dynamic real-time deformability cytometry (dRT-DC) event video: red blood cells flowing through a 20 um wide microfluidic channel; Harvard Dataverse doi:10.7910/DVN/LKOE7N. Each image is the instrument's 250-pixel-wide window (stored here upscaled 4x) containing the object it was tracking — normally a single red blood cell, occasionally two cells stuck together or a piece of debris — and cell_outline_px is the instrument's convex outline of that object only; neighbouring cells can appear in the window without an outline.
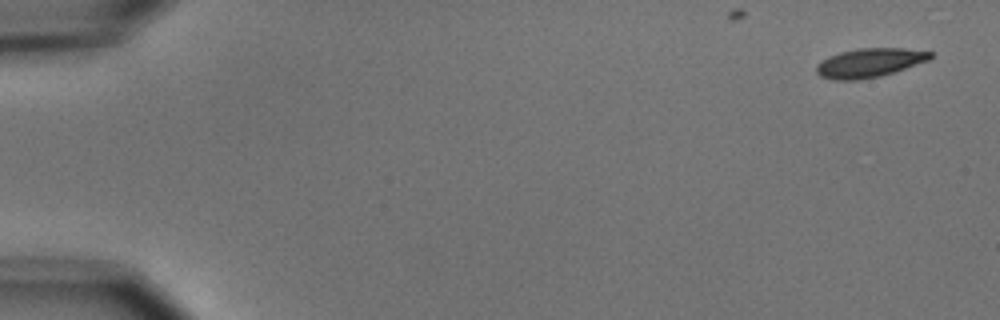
{"species": "common noctule bat (a hibernating species)", "species_latin": "Nyctalus noctula", "temperature_condition": "cold", "stored_images_in_passage": 6, "camera_frame_rate_fps": 3000, "um_per_image_px": 0.085, "animal": {"sex": "male", "body_mass_g": 15.6}, "frame": {"image": 1, "passage_image": 1, "time_ms": 0.0, "image_size_px": [1000, 320], "cell_outline_px": [[932, 56], [928, 60], [896, 72], [880, 76], [856, 80], [836, 80], [820, 76], [816, 72], [816, 64], [828, 56], [840, 52], [860, 48], [904, 48], [932, 52]], "centroid_in_image_um": [73.89, 5.34], "position_along_channel_um": 11.1, "area_um2": 19.25}}
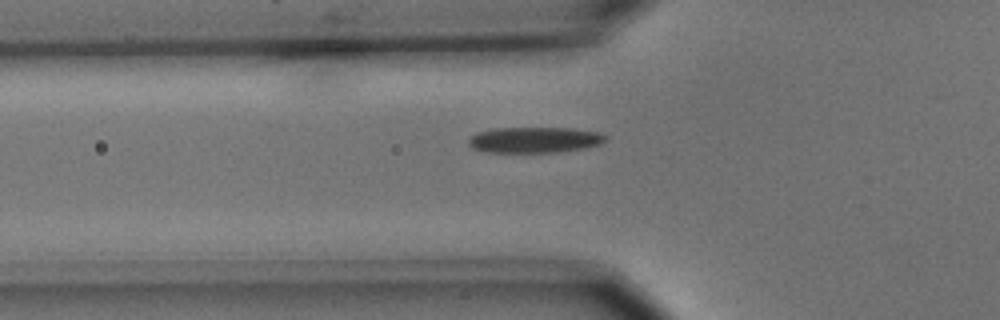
{"frame": {"image": 2, "passage_image": 6, "time_ms": 5.667, "image_size_px": [1000, 320], "cell_outline_px": [[608, 140], [600, 144], [584, 148], [560, 152], [488, 152], [472, 148], [468, 144], [468, 140], [476, 132], [492, 128], [572, 128], [596, 132], [608, 136]], "centroid_in_image_um": [45.44, 11.89], "position_along_channel_um": 80.4, "area_um2": 20.69}}